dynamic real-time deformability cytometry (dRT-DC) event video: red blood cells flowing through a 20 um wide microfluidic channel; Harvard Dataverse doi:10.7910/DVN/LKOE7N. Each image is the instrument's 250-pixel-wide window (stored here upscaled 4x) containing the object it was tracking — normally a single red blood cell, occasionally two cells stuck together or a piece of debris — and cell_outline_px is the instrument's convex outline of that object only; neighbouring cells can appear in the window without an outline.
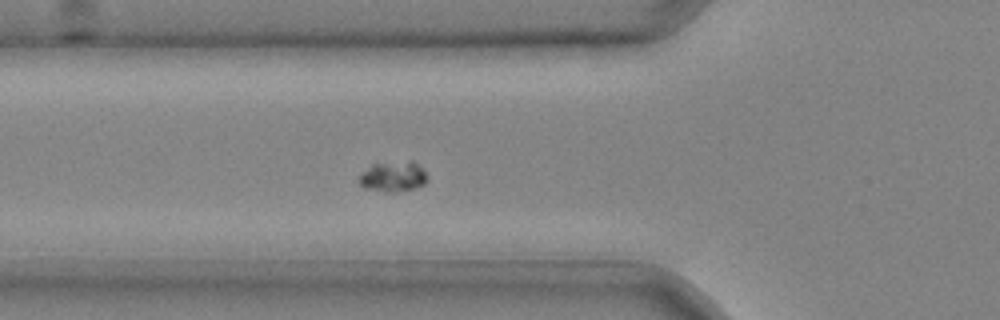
{"species": "common noctule bat (a hibernating species)", "species_latin": "Nyctalus noctula", "temperature_condition": "cold", "stored_images_in_passage": 29, "camera_frame_rate_fps": 3000, "um_per_image_px": 0.085, "animal": {"sex": "male", "body_mass_g": 20.4}, "frame": {"image": 1, "passage_image": 2, "time_ms": 0.333, "image_size_px": [1000, 320], "cell_outline_px": [[428, 176], [424, 184], [412, 188], [396, 192], [388, 192], [364, 188], [360, 184], [360, 176], [372, 164], [412, 160], [424, 168]], "centroid_in_image_um": [33.46, 14.99], "position_along_channel_um": 92.3, "area_um2": 11.96}}
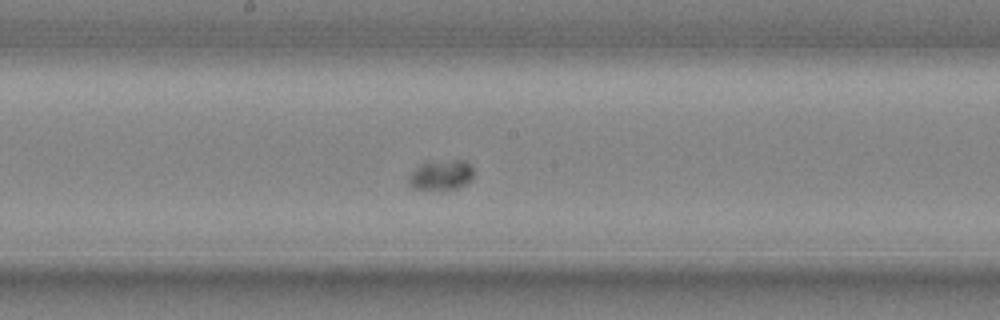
{"frame": {"image": 2, "passage_image": 10, "time_ms": 3.0, "image_size_px": [1000, 320], "cell_outline_px": [[472, 180], [468, 184], [456, 188], [412, 188], [408, 184], [408, 176], [420, 164], [428, 160], [464, 160], [472, 168]], "centroid_in_image_um": [37.48, 14.84], "position_along_channel_um": 210.7, "area_um2": 11.33}}
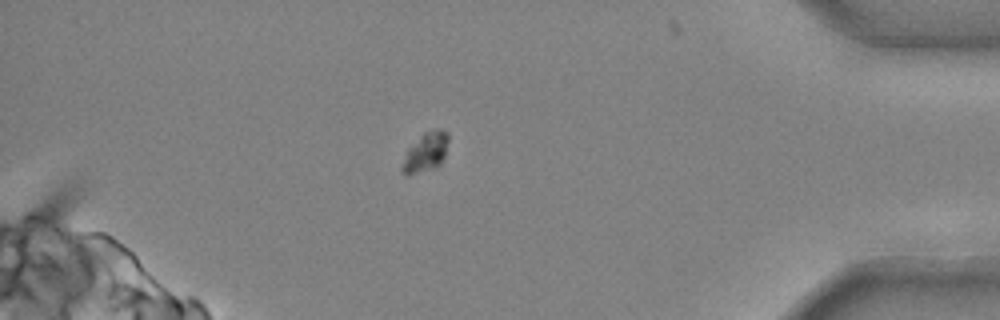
{"frame": {"image": 3, "passage_image": 25, "time_ms": 8.0, "image_size_px": [1000, 320], "cell_outline_px": [[448, 140], [444, 156], [440, 164], [436, 168], [408, 176], [400, 172], [400, 168], [408, 148], [424, 132], [436, 128], [440, 128], [448, 132]], "centroid_in_image_um": [36.16, 12.96], "position_along_channel_um": 399.0, "area_um2": 10.75}}